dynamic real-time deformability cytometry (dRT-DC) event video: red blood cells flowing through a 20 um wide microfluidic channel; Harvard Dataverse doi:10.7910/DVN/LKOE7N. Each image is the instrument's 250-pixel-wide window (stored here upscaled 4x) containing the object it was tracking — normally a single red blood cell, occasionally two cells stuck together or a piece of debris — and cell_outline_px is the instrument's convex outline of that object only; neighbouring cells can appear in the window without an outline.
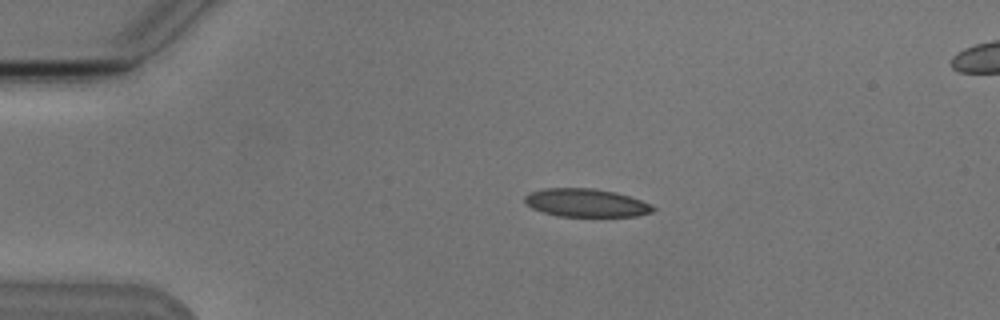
{"species": "Egyptian fruit bat (a non-hibernating species)", "species_latin": "Rousettus aegyptiacus", "temperature_condition": "cold", "stored_images_in_passage": 4, "camera_frame_rate_fps": 3000, "um_per_image_px": 0.085, "animal": {"sex": "male"}, "frame": {"image": 1, "passage_image": 2, "time_ms": 2.0, "image_size_px": [1000, 320], "cell_outline_px": [[656, 208], [652, 212], [636, 216], [556, 216], [532, 208], [524, 204], [524, 196], [528, 192], [544, 188], [596, 188], [616, 192], [652, 204]], "centroid_in_image_um": [49.78, 17.23], "position_along_channel_um": 35.2, "area_um2": 21.21}}